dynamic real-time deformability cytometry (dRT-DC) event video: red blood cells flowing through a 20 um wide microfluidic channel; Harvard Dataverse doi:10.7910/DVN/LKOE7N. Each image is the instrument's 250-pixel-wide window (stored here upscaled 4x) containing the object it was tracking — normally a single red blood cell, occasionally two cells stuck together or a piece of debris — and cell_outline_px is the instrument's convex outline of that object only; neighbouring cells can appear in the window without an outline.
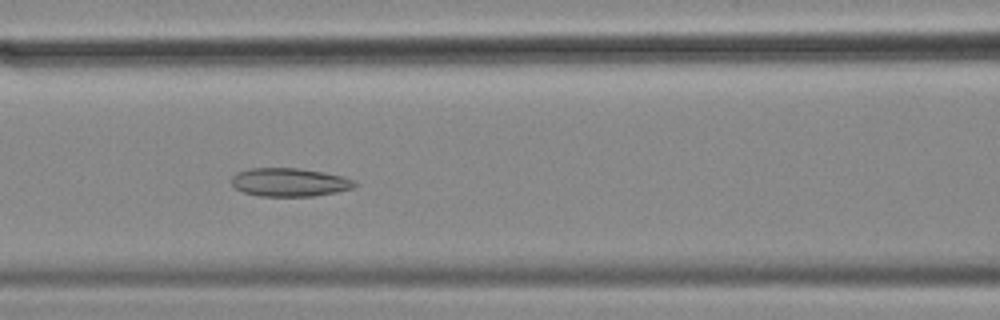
{"species": "common noctule bat (a hibernating species)", "species_latin": "Nyctalus noctula", "temperature_condition": "cold", "stored_images_in_passage": 55, "camera_frame_rate_fps": 3000, "um_per_image_px": 0.085, "animal": {"sex": "female", "body_mass_g": 18.4}, "frame": {"image": 1, "passage_image": 22, "time_ms": 7.0, "image_size_px": [1000, 320], "cell_outline_px": [[356, 184], [352, 188], [336, 192], [312, 196], [260, 196], [244, 192], [236, 188], [232, 184], [232, 176], [236, 172], [252, 168], [300, 168], [324, 172], [344, 176], [356, 180]], "centroid_in_image_um": [24.63, 15.48], "position_along_channel_um": 142.0, "area_um2": 20.4}}
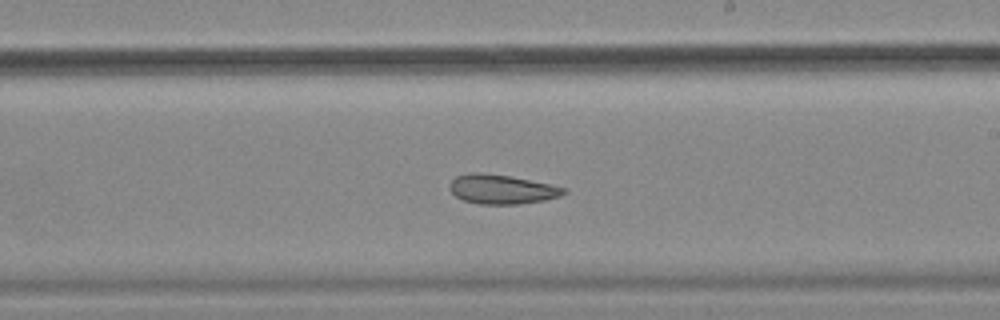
{"frame": {"image": 2, "passage_image": 31, "time_ms": 10.0, "image_size_px": [1000, 320], "cell_outline_px": [[568, 192], [560, 196], [544, 200], [520, 204], [480, 204], [464, 200], [456, 196], [448, 188], [448, 184], [456, 176], [472, 172], [480, 172], [512, 176], [552, 184], [564, 188]], "centroid_in_image_um": [42.65, 16.08], "position_along_channel_um": 246.4, "area_um2": 19.65}}
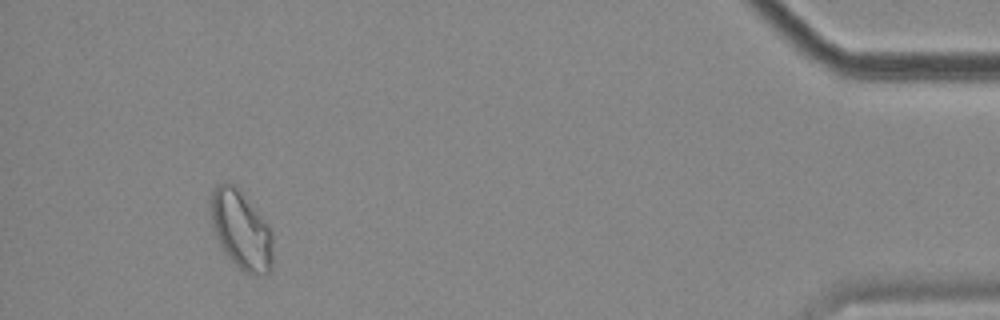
{"frame": {"image": 3, "passage_image": 51, "time_ms": 16.667, "image_size_px": [1000, 320], "cell_outline_px": [[272, 264], [268, 272], [264, 276], [252, 276], [244, 272], [228, 256], [220, 244], [216, 236], [212, 224], [208, 200], [212, 188], [216, 184], [232, 184], [240, 192], [272, 232]], "centroid_in_image_um": [20.46, 19.58], "position_along_channel_um": 414.7, "area_um2": 27.98}, "authors_computed_cell_mechanics": {"area_um2": 23.12, "velocity_mm_per_s": 3.494, "shape_relaxation_time_tau1_ms": null, "shape_relaxation_time_tau2_ms": 5.3732, "deformation_change_tau1": null, "deformation_change_tau2": 0.1226}}